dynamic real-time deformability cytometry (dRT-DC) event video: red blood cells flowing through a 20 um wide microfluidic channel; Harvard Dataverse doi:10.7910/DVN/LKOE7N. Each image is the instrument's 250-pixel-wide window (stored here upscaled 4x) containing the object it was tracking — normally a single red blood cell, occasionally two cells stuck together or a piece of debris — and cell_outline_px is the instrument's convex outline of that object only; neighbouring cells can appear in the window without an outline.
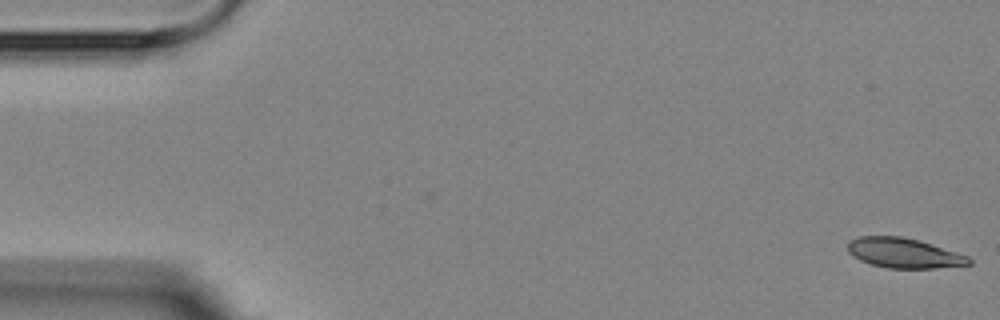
{"species": "Egyptian fruit bat (a non-hibernating species)", "species_latin": "Rousettus aegyptiacus", "temperature_condition": "room temperature", "stored_images_in_passage": 6, "segment_of_instrument_passage": [1, 2], "camera_frame_rate_fps": 3000, "um_per_image_px": 0.085, "animal": {"sex": "female"}, "frame": {"image": 1, "passage_image": 1, "time_ms": 0.0, "image_size_px": [1000, 320], "cell_outline_px": [[972, 264], [932, 268], [888, 268], [872, 264], [860, 260], [848, 252], [848, 240], [860, 236], [900, 236], [916, 240], [968, 256], [972, 260]], "centroid_in_image_um": [76.79, 21.51], "position_along_channel_um": 8.2, "area_um2": 20.75}}